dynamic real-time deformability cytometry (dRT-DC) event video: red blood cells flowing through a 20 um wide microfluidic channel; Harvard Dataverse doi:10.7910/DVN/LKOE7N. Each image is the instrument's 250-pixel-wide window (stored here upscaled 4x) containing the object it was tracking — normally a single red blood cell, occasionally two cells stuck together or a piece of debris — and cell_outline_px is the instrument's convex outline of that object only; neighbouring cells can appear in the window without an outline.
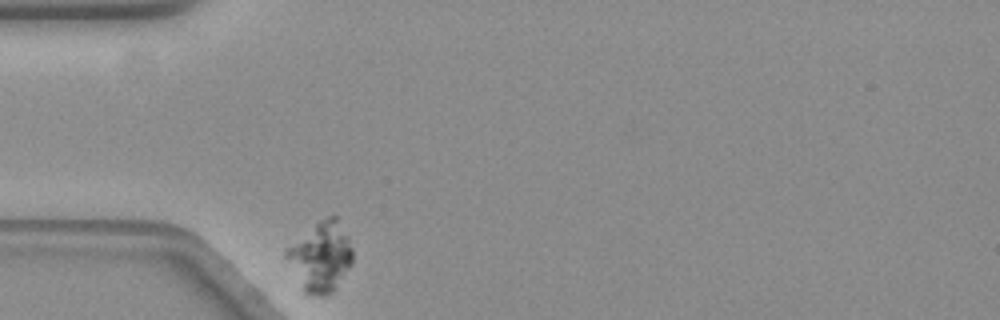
{"species": "common noctule bat (a hibernating species)", "species_latin": "Nyctalus noctula", "temperature_condition": "warm", "stored_images_in_passage": 44, "camera_frame_rate_fps": 3000, "um_per_image_px": 0.085, "animal": {"sex": "female", "body_mass_g": 19.3, "forearm_length_mm": 54.1}, "frame": {"image": 1, "passage_image": 1, "time_ms": 0.0, "image_size_px": [1000, 320], "cell_outline_px": [[352, 264], [332, 292], [328, 296], [308, 296], [304, 292], [284, 256], [284, 248], [320, 220], [328, 216], [336, 216], [348, 236], [352, 248]], "centroid_in_image_um": [27.24, 21.84], "position_along_channel_um": 57.8, "area_um2": 26.99}}
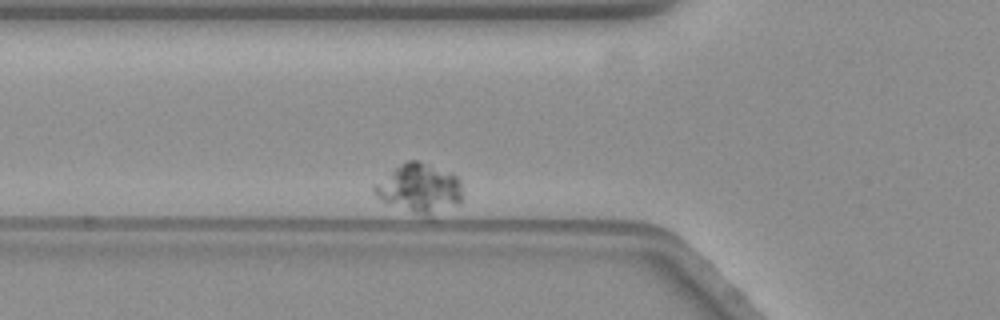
{"frame": {"image": 2, "passage_image": 6, "time_ms": 1.667, "image_size_px": [1000, 320], "cell_outline_px": [[464, 200], [460, 204], [432, 220], [428, 220], [384, 204], [372, 192], [372, 184], [400, 164], [408, 160], [416, 160], [452, 172], [460, 180], [464, 196]], "centroid_in_image_um": [35.68, 16.12], "position_along_channel_um": 90.1, "area_um2": 27.05}}
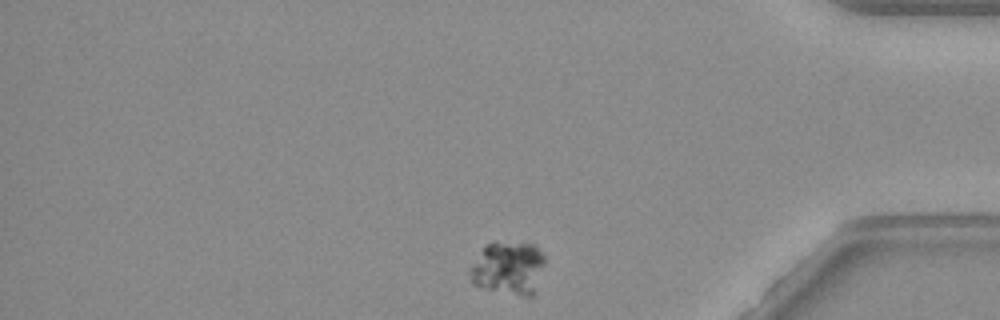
{"frame": {"image": 3, "passage_image": 41, "time_ms": 13.333, "image_size_px": [1000, 320], "cell_outline_px": [[544, 264], [536, 292], [532, 296], [524, 296], [488, 288], [472, 284], [468, 268], [484, 244], [492, 240], [496, 240], [536, 244], [544, 256]], "centroid_in_image_um": [43.19, 22.72], "position_along_channel_um": 392.0, "area_um2": 23.76}}